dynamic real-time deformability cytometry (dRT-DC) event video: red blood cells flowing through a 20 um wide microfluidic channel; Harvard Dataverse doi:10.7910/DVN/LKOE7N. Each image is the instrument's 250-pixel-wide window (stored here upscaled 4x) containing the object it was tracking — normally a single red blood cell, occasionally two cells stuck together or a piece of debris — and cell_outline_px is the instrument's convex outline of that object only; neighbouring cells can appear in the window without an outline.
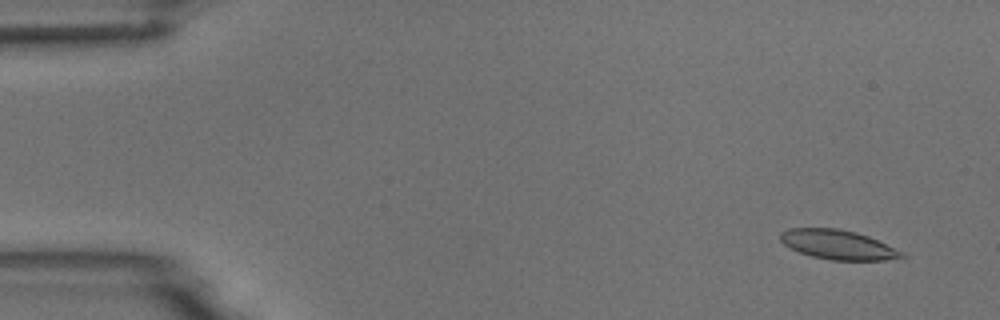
{"species": "common noctule bat (a hibernating species)", "species_latin": "Nyctalus noctula", "temperature_condition": "room temperature", "stored_images_in_passage": 8, "camera_frame_rate_fps": 3000, "um_per_image_px": 0.085, "animal": {"sex": "male", "body_mass_g": 18.8}, "frame": {"image": 1, "passage_image": 1, "time_ms": 0.0, "image_size_px": [1000, 320], "cell_outline_px": [[908, 256], [884, 260], [832, 260], [812, 256], [800, 252], [784, 244], [780, 240], [780, 232], [788, 228], [840, 228], [856, 232], [868, 236], [904, 252]], "centroid_in_image_um": [71.23, 20.79], "position_along_channel_um": 13.8, "area_um2": 20.75}}
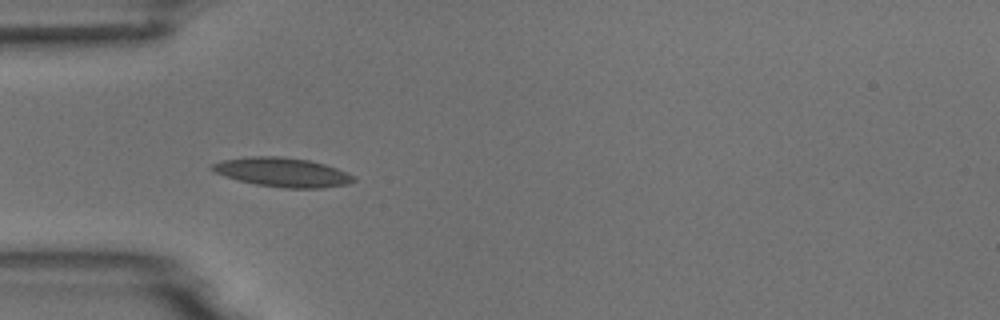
{"frame": {"image": 2, "passage_image": 5, "time_ms": 4.333, "image_size_px": [1000, 320], "cell_outline_px": [[356, 180], [348, 184], [324, 188], [284, 188], [256, 184], [224, 176], [208, 168], [212, 164], [224, 160], [248, 156], [280, 156], [308, 160], [324, 164], [336, 168], [356, 176]], "centroid_in_image_um": [24.03, 14.64], "position_along_channel_um": 61.0, "area_um2": 23.99}}